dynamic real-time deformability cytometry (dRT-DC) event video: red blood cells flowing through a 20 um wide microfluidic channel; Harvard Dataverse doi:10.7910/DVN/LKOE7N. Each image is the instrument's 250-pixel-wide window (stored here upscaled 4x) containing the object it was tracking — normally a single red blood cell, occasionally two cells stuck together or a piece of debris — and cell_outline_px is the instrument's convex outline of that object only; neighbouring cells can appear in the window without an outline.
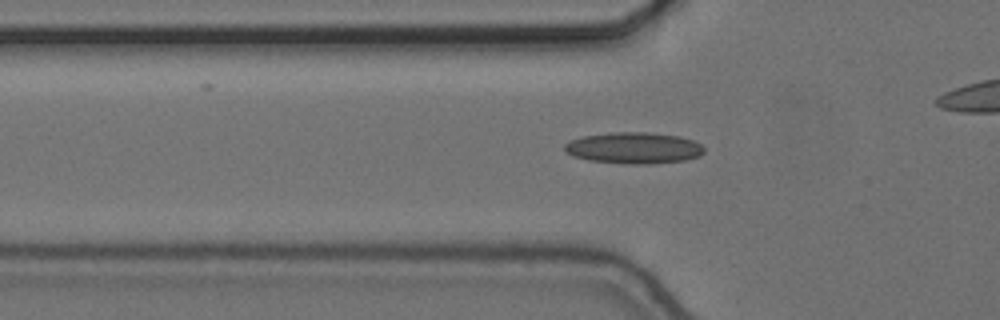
{"species": "common noctule bat (a hibernating species)", "species_latin": "Nyctalus noctula", "temperature_condition": "cold", "stored_images_in_passage": 38, "camera_frame_rate_fps": 3000, "um_per_image_px": 0.085, "animal": {"sex": "female", "body_mass_g": 24.6, "forearm_length_mm": 56.2}, "frame": {"image": 1, "passage_image": 11, "time_ms": 3.333, "image_size_px": [1000, 320], "cell_outline_px": [[704, 152], [700, 156], [684, 160], [648, 164], [624, 164], [588, 160], [572, 156], [564, 152], [564, 144], [568, 140], [580, 136], [608, 132], [648, 132], [680, 136], [692, 140], [700, 144], [704, 148]], "centroid_in_image_um": [53.81, 12.57], "position_along_channel_um": 72.0, "area_um2": 25.89}}
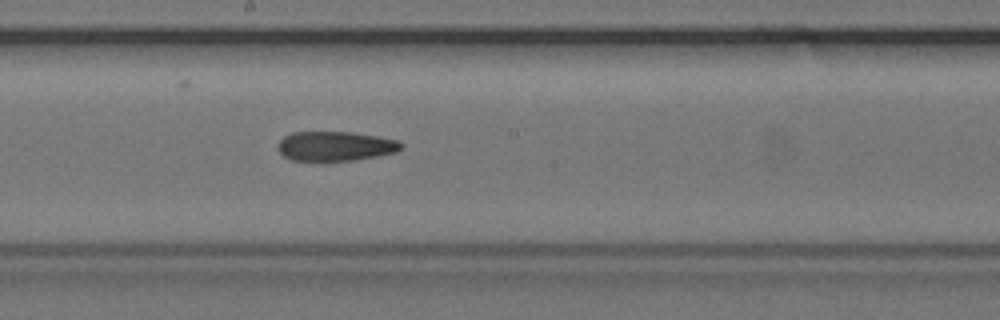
{"frame": {"image": 2, "passage_image": 23, "time_ms": 7.333, "image_size_px": [1000, 320], "cell_outline_px": [[404, 144], [396, 152], [356, 160], [292, 160], [284, 156], [276, 148], [276, 144], [284, 136], [292, 132], [352, 132], [376, 136], [396, 140]], "centroid_in_image_um": [28.46, 12.41], "position_along_channel_um": 219.7, "area_um2": 21.1}}
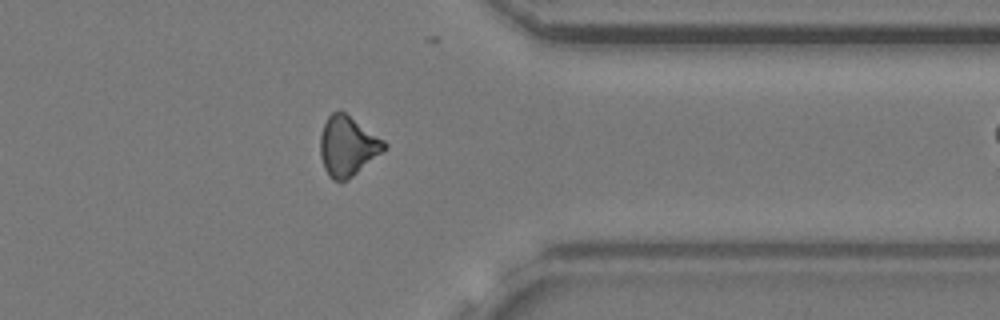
{"frame": {"image": 3, "passage_image": 37, "time_ms": 12.0, "image_size_px": [1000, 320], "cell_outline_px": [[388, 148], [384, 152], [348, 180], [332, 180], [328, 176], [324, 168], [320, 156], [320, 136], [324, 124], [328, 116], [332, 112], [340, 108], [384, 140], [388, 144]], "centroid_in_image_um": [29.56, 12.41], "position_along_channel_um": 381.8, "area_um2": 22.72}}